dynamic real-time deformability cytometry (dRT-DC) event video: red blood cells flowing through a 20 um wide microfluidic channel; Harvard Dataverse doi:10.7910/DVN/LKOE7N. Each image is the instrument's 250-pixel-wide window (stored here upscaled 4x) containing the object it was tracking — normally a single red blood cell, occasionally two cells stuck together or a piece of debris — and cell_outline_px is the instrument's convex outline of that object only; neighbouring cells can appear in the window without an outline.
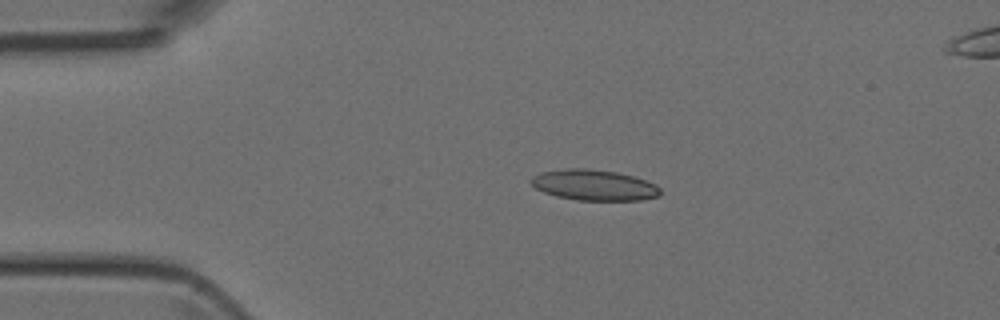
{"species": "Egyptian fruit bat (a non-hibernating species)", "species_latin": "Rousettus aegyptiacus", "temperature_condition": "room temperature", "stored_images_in_passage": 3, "camera_frame_rate_fps": 3000, "um_per_image_px": 0.085, "animal": {"sex": "female"}, "frame": {"image": 1, "passage_image": 1, "time_ms": 0.0, "image_size_px": [1000, 320], "cell_outline_px": [[660, 196], [640, 200], [576, 200], [556, 196], [544, 192], [536, 188], [528, 180], [532, 176], [540, 172], [564, 168], [580, 168], [616, 172], [632, 176], [656, 184], [660, 188]], "centroid_in_image_um": [50.46, 15.73], "position_along_channel_um": 34.5, "area_um2": 23.12}}